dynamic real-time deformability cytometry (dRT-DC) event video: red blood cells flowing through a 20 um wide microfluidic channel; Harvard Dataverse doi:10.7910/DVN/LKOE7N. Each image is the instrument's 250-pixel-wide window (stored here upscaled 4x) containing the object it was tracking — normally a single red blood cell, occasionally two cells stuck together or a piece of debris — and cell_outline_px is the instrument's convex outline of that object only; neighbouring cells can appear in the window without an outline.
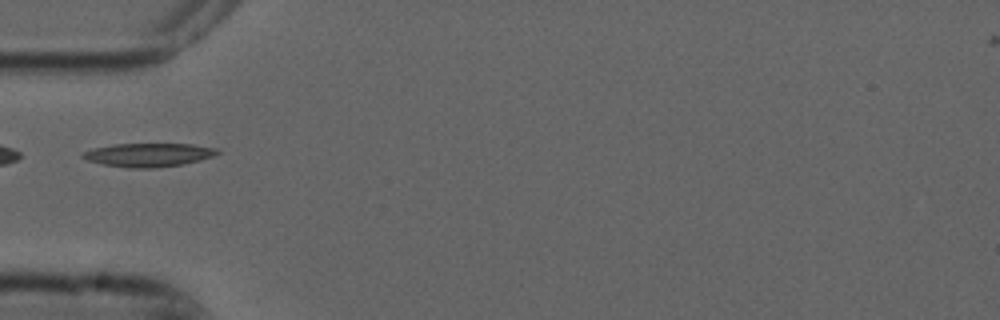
{"species": "common noctule bat (a hibernating species)", "species_latin": "Nyctalus noctula", "temperature_condition": "cold", "stored_images_in_passage": 37, "camera_frame_rate_fps": 3000, "um_per_image_px": 0.085, "animal": {"sex": "male", "forearm_length_mm": 52.5}, "frame": {"image": 1, "passage_image": 1, "time_ms": 0.0, "image_size_px": [1000, 320], "cell_outline_px": [[220, 152], [212, 156], [200, 160], [184, 164], [156, 168], [128, 168], [104, 164], [88, 160], [80, 156], [84, 152], [92, 148], [112, 144], [192, 144], [216, 148]], "centroid_in_image_um": [12.62, 13.16], "position_along_channel_um": 72.4, "area_um2": 18.44}, "authors_computed_cell_mechanics": {"area_um2": 16.8198, "velocity_mm_per_s": 3.7206, "shape_relaxation_time_tau1_ms": 7.2225, "shape_relaxation_time_tau2_ms": null, "deformation_change_tau1": 0.1839, "deformation_change_tau2": null}}